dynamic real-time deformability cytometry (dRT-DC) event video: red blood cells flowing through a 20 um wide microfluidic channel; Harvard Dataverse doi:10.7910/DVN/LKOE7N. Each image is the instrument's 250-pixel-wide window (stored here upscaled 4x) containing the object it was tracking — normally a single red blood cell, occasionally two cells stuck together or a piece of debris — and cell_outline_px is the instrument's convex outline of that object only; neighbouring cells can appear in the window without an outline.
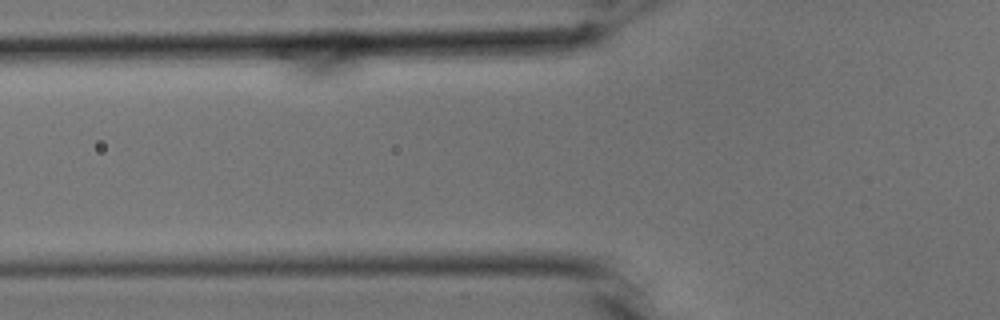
{"species": "common noctule bat (a hibernating species)", "species_latin": "Nyctalus noctula", "temperature_condition": "cold", "stored_images_in_passage": 2, "camera_frame_rate_fps": 3000, "um_per_image_px": 0.085, "animal": {"sex": "male", "body_mass_g": 15.6}, "frame": {"image": 1, "passage_image": 2, "time_ms": 0.333, "image_size_px": [1000, 320], "cell_outline_px": [[544, 88], [536, 92], [516, 96], [468, 100], [368, 100], [364, 96], [364, 92], [392, 84], [524, 84]], "centroid_in_image_um": [38.11, 7.8], "position_along_channel_um": 87.7, "area_um2": 17.51}}